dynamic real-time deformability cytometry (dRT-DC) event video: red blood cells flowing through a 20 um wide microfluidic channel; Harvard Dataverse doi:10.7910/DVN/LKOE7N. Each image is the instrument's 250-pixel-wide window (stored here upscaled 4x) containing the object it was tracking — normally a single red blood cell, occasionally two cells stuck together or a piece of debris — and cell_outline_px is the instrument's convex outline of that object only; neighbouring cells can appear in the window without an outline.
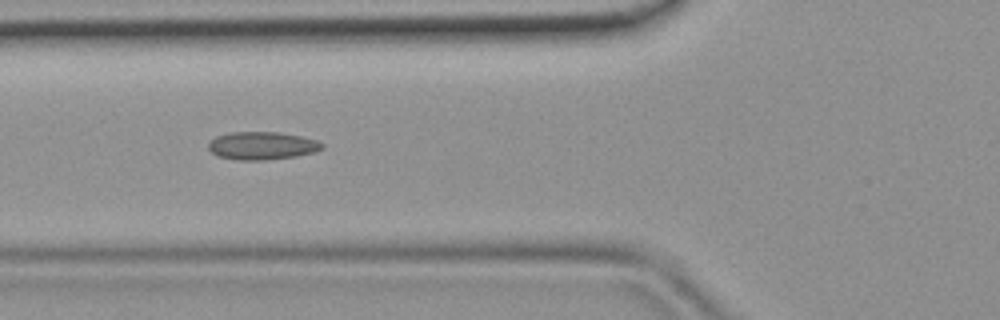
{"species": "common noctule bat (a hibernating species)", "species_latin": "Nyctalus noctula", "temperature_condition": "room temperature", "stored_images_in_passage": 43, "camera_frame_rate_fps": 3000, "um_per_image_px": 0.085, "animal": {"sex": "female", "body_mass_g": 19.9}, "frame": {"image": 1, "passage_image": 17, "time_ms": 5.333, "image_size_px": [1000, 320], "cell_outline_px": [[320, 148], [288, 156], [224, 156], [216, 152], [212, 148], [212, 140], [220, 136], [244, 132], [264, 132], [292, 136], [308, 140], [320, 144]], "centroid_in_image_um": [22.22, 12.31], "position_along_channel_um": 103.6, "area_um2": 14.85}}
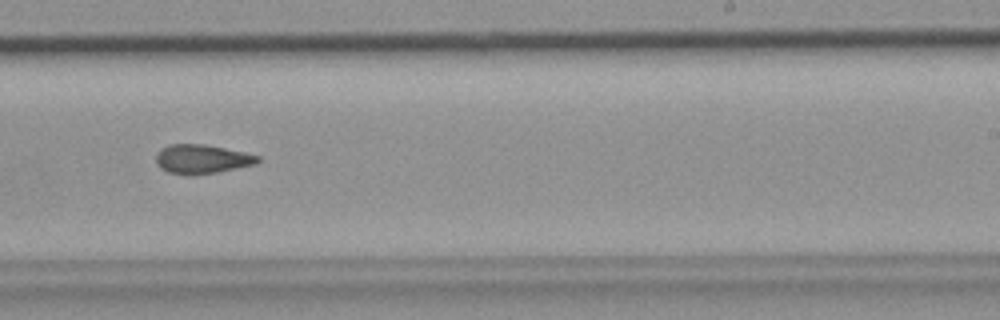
{"frame": {"image": 2, "passage_image": 28, "time_ms": 9.0, "image_size_px": [1000, 320], "cell_outline_px": [[256, 160], [248, 164], [208, 172], [172, 172], [164, 168], [160, 164], [160, 152], [164, 148], [176, 144], [192, 144], [220, 148], [256, 156]], "centroid_in_image_um": [17.11, 13.47], "position_along_channel_um": 271.9, "area_um2": 14.57}}
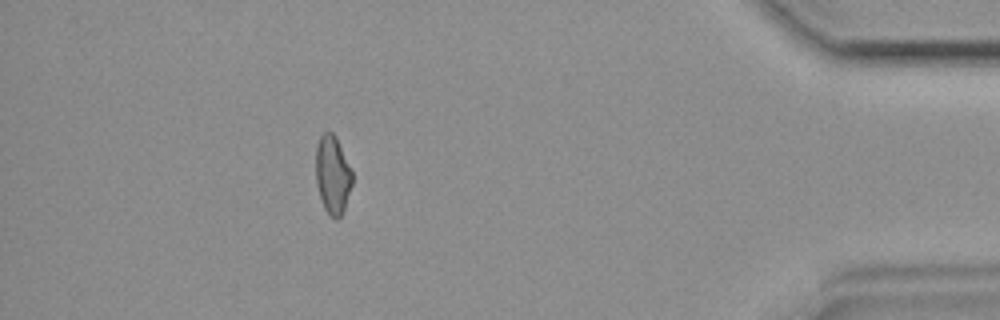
{"frame": {"image": 3, "passage_image": 40, "time_ms": 13.0, "image_size_px": [1000, 320], "cell_outline_px": [[352, 184], [340, 216], [332, 216], [328, 212], [320, 196], [316, 176], [316, 152], [320, 140], [328, 132], [336, 140], [352, 172]], "centroid_in_image_um": [28.27, 14.89], "position_along_channel_um": 406.9, "area_um2": 15.2}}